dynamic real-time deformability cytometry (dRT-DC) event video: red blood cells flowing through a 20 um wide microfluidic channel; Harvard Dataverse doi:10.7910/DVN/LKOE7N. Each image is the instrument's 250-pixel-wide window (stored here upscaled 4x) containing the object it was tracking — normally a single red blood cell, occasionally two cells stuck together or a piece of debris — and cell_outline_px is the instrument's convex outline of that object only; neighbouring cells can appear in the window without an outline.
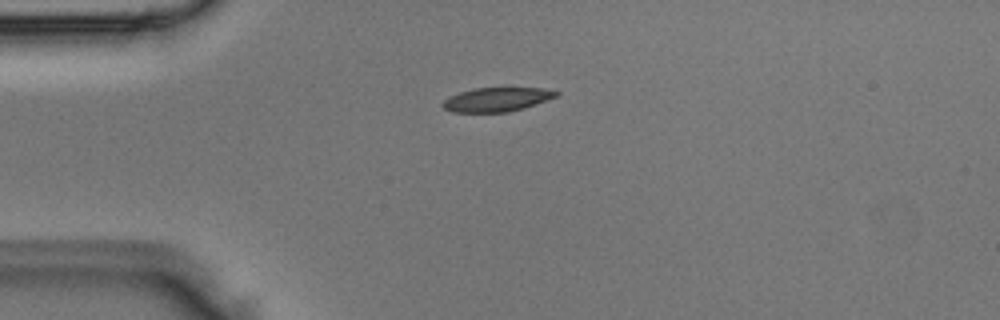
{"species": "Egyptian fruit bat (a non-hibernating species)", "species_latin": "Rousettus aegyptiacus", "temperature_condition": "room temperature", "stored_images_in_passage": 2, "camera_frame_rate_fps": 3000, "um_per_image_px": 0.085, "animal": {"sex": "male"}, "frame": {"image": 1, "passage_image": 2, "time_ms": 0.333, "image_size_px": [1000, 320], "cell_outline_px": [[560, 96], [524, 108], [508, 112], [452, 112], [444, 108], [440, 104], [444, 100], [460, 92], [476, 88], [540, 88], [560, 92]], "centroid_in_image_um": [42.26, 8.46], "position_along_channel_um": 42.7, "area_um2": 15.84}}